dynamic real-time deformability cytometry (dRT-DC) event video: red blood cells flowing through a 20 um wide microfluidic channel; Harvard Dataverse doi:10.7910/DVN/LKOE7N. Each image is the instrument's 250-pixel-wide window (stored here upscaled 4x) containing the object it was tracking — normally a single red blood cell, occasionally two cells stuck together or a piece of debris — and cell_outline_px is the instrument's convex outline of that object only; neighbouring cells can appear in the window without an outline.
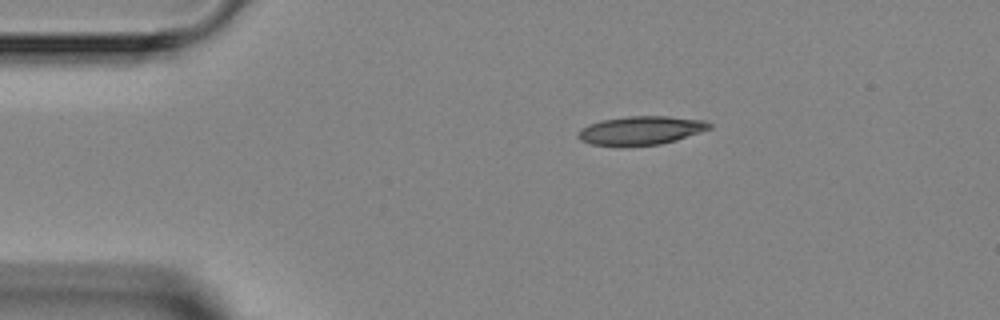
{"species": "Egyptian fruit bat (a non-hibernating species)", "species_latin": "Rousettus aegyptiacus", "temperature_condition": "room temperature", "stored_images_in_passage": 2, "camera_frame_rate_fps": 3000, "um_per_image_px": 0.085, "animal": {"sex": "female"}, "frame": {"image": 1, "passage_image": 1, "time_ms": 0.0, "image_size_px": [1000, 320], "cell_outline_px": [[712, 128], [676, 140], [660, 144], [592, 144], [580, 140], [576, 136], [576, 132], [580, 128], [588, 124], [600, 120], [628, 116], [668, 116], [704, 120], [712, 124]], "centroid_in_image_um": [54.47, 11.05], "position_along_channel_um": 30.5, "area_um2": 21.56}}